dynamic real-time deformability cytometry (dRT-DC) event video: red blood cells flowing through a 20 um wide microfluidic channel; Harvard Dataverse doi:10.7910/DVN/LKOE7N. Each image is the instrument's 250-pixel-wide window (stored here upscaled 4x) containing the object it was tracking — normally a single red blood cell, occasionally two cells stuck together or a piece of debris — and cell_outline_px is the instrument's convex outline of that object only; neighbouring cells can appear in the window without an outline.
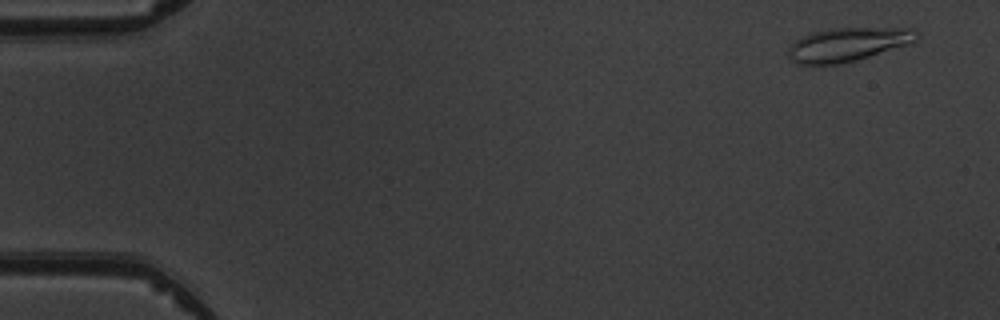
{"species": "common noctule bat (a hibernating species)", "species_latin": "Nyctalus noctula", "temperature_condition": "warm", "stored_images_in_passage": 4, "camera_frame_rate_fps": 3000, "um_per_image_px": 0.085, "animal": {"sex": "male", "body_mass_g": 19.5, "forearm_length_mm": 54.6}, "frame": {"image": 1, "passage_image": 1, "time_ms": 0.0, "image_size_px": [1000, 320], "cell_outline_px": [[920, 36], [916, 40], [908, 44], [856, 60], [840, 64], [796, 64], [788, 56], [788, 48], [800, 36], [812, 32], [828, 28], [916, 28], [920, 32]], "centroid_in_image_um": [72.07, 3.76], "position_along_channel_um": 12.9, "area_um2": 25.32}}